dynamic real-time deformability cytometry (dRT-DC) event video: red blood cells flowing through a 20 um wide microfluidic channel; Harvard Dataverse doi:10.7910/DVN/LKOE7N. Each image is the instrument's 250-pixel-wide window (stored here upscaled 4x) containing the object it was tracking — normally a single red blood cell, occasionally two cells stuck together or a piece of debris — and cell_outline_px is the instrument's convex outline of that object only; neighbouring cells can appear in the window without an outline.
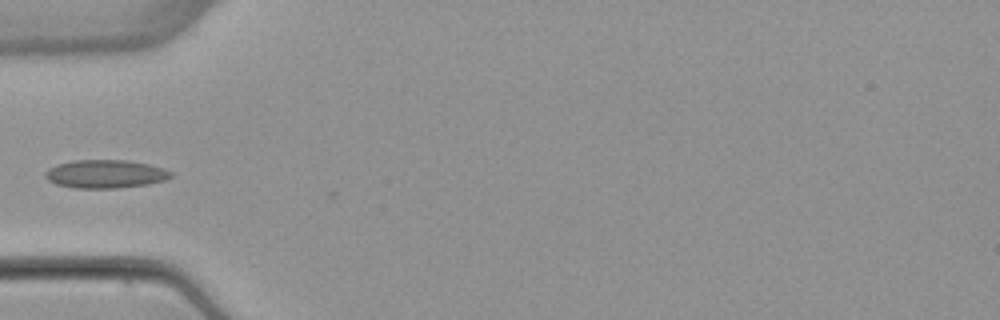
{"species": "common noctule bat (a hibernating species)", "species_latin": "Nyctalus noctula", "temperature_condition": "warm", "stored_images_in_passage": 40, "camera_frame_rate_fps": 3000, "um_per_image_px": 0.085, "animal": {"sex": "female", "body_mass_g": 22.7, "forearm_length_mm": 54.2}, "frame": {"image": 1, "passage_image": 5, "time_ms": 1.333, "image_size_px": [1000, 320], "cell_outline_px": [[172, 176], [164, 180], [148, 184], [116, 188], [76, 188], [56, 184], [48, 180], [44, 176], [44, 172], [48, 168], [56, 164], [72, 160], [128, 160], [148, 164], [164, 168], [172, 172]], "centroid_in_image_um": [8.93, 14.78], "position_along_channel_um": 76.1, "area_um2": 20.81}}
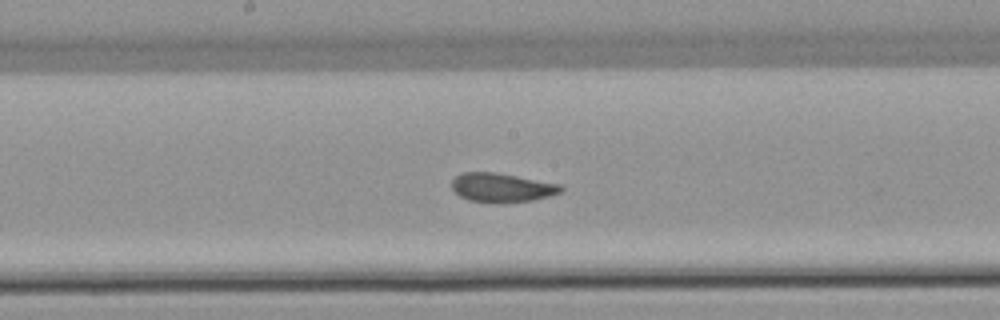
{"frame": {"image": 2, "passage_image": 15, "time_ms": 4.667, "image_size_px": [1000, 320], "cell_outline_px": [[564, 188], [560, 192], [548, 196], [532, 200], [492, 204], [468, 200], [460, 196], [452, 188], [452, 180], [456, 176], [464, 172], [496, 172], [560, 184]], "centroid_in_image_um": [42.63, 15.95], "position_along_channel_um": 205.6, "area_um2": 18.5}}
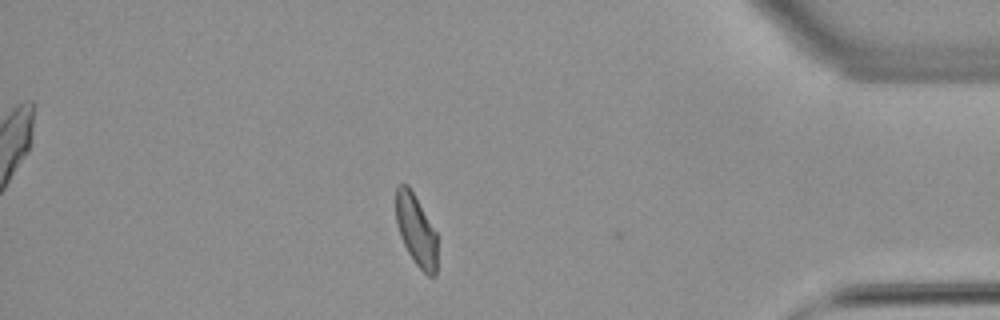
{"frame": {"image": 3, "passage_image": 33, "time_ms": 10.667, "image_size_px": [1000, 320], "cell_outline_px": [[436, 276], [428, 276], [412, 260], [400, 236], [396, 224], [396, 188], [400, 184], [408, 184], [436, 232]], "centroid_in_image_um": [35.35, 19.57], "position_along_channel_um": 399.8, "area_um2": 16.99}, "authors_computed_cell_mechanics": {"area_um2": 18.4671, "velocity_mm_per_s": 3.8733, "shape_relaxation_time_tau1_ms": 7.3207, "shape_relaxation_time_tau2_ms": 1.6946, "deformation_change_tau1": 0.1466, "deformation_change_tau2": 0.0682}}